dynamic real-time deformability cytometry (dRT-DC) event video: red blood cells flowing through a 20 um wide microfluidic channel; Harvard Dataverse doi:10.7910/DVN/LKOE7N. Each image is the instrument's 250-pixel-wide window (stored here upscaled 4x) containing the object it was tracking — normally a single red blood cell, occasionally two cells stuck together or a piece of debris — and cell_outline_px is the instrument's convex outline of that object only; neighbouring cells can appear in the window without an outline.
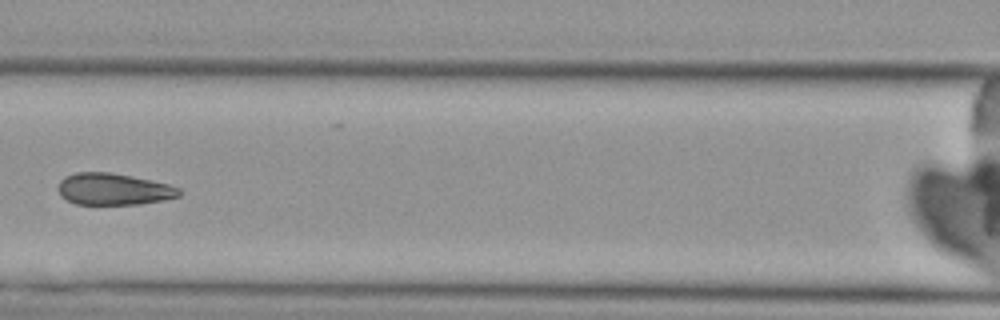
{"species": "Egyptian fruit bat (a non-hibernating species)", "species_latin": "Rousettus aegyptiacus", "temperature_condition": "cold", "stored_images_in_passage": 6, "camera_frame_rate_fps": 3000, "um_per_image_px": 0.085, "animal": {"sex": "female"}, "frame": {"image": 1, "passage_image": 6, "time_ms": 6.0, "image_size_px": [1000, 320], "cell_outline_px": [[184, 192], [180, 196], [164, 200], [140, 204], [76, 204], [60, 196], [56, 188], [60, 180], [64, 176], [76, 172], [108, 172], [132, 176], [152, 180], [168, 184], [180, 188]], "centroid_in_image_um": [9.65, 16.07], "position_along_channel_um": 156.9, "area_um2": 22.66}}